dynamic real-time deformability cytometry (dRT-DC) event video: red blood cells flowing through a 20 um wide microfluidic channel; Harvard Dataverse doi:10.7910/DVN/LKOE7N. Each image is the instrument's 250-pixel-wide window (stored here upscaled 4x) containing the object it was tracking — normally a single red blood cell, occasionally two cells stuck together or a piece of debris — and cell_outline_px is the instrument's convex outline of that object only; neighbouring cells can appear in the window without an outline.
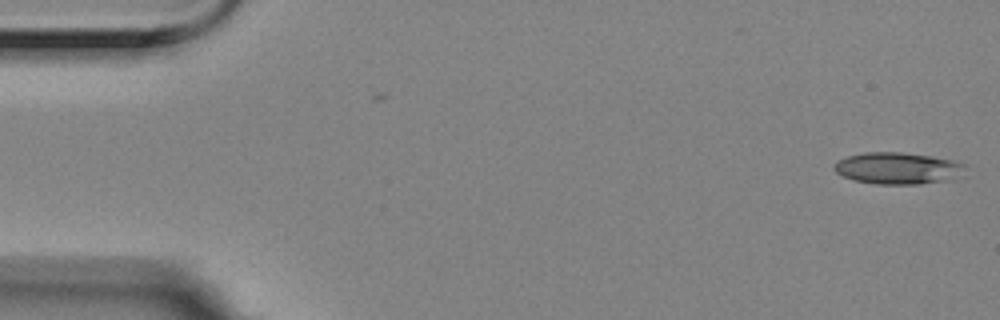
{"species": "Egyptian fruit bat (a non-hibernating species)", "species_latin": "Rousettus aegyptiacus", "temperature_condition": "room temperature", "stored_images_in_passage": 2, "camera_frame_rate_fps": 3000, "um_per_image_px": 0.085, "animal": {"sex": "female"}, "frame": {"image": 1, "passage_image": 2, "time_ms": 0.333, "image_size_px": [1000, 320], "cell_outline_px": [[968, 164], [952, 180], [920, 184], [876, 184], [856, 180], [844, 176], [836, 172], [832, 168], [836, 160], [848, 156], [864, 152], [900, 152], [932, 156], [952, 160]], "centroid_in_image_um": [76.29, 14.29], "position_along_channel_um": 8.7, "area_um2": 24.22}}